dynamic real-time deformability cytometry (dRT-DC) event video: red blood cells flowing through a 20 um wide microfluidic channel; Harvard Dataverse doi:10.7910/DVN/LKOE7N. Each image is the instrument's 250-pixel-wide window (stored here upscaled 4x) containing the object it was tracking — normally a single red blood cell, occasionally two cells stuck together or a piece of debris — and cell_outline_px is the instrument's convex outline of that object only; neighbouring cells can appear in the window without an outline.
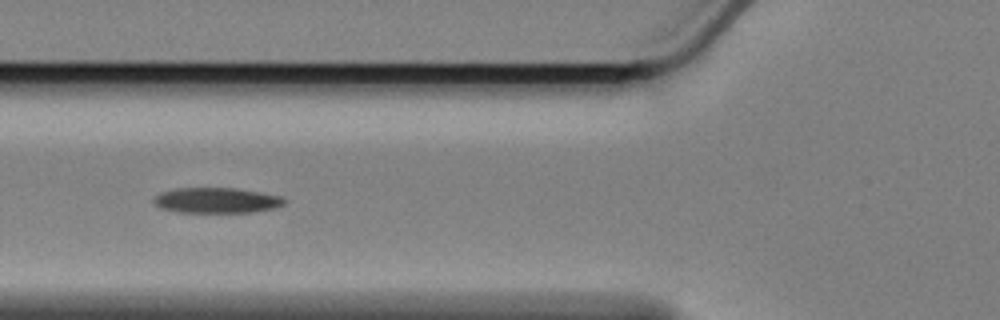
{"species": "Egyptian fruit bat (a non-hibernating species)", "species_latin": "Rousettus aegyptiacus", "temperature_condition": "cold", "stored_images_in_passage": 12, "camera_frame_rate_fps": 3000, "um_per_image_px": 0.085, "animal": {"sex": "female"}, "frame": {"image": 1, "passage_image": 6, "time_ms": 1.667, "image_size_px": [1000, 320], "cell_outline_px": [[288, 200], [284, 204], [276, 208], [252, 212], [176, 212], [160, 208], [152, 200], [160, 192], [176, 188], [236, 188], [260, 192], [280, 196]], "centroid_in_image_um": [18.42, 17.03], "position_along_channel_um": 107.4, "area_um2": 19.42}}
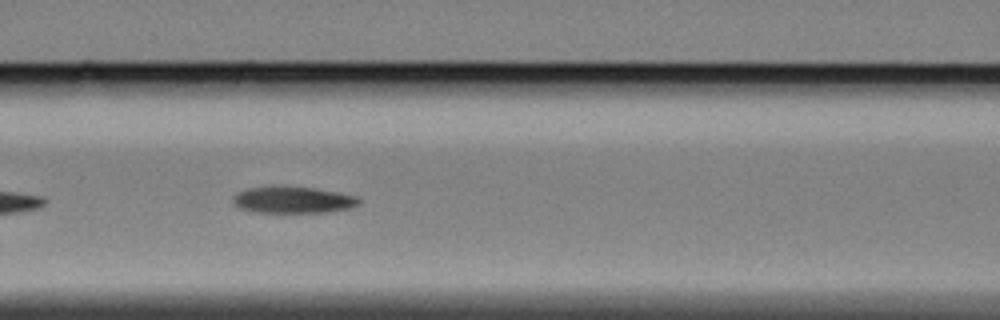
{"frame": {"image": 2, "passage_image": 9, "time_ms": 2.667, "image_size_px": [1000, 320], "cell_outline_px": [[360, 204], [348, 208], [328, 212], [252, 212], [240, 208], [232, 204], [232, 196], [236, 192], [248, 188], [312, 188], [360, 196]], "centroid_in_image_um": [24.89, 17.02], "position_along_channel_um": 141.7, "area_um2": 19.13}}